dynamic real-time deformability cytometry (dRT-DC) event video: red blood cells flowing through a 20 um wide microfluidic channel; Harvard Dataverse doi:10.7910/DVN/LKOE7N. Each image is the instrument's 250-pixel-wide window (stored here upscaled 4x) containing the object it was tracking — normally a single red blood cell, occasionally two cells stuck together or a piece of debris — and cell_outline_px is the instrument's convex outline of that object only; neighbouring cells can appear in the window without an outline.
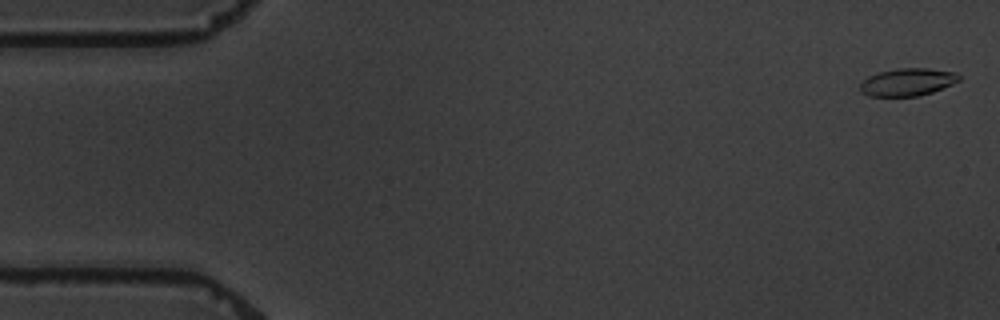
{"species": "common noctule bat (a hibernating species)", "species_latin": "Nyctalus noctula", "temperature_condition": "warm", "stored_images_in_passage": 8, "camera_frame_rate_fps": 3000, "um_per_image_px": 0.085, "animal": {"sex": "male", "body_mass_g": 19.5, "forearm_length_mm": 54.6}, "frame": {"image": 1, "passage_image": 1, "time_ms": 0.0, "image_size_px": [1000, 320], "cell_outline_px": [[960, 80], [952, 84], [932, 92], [920, 96], [868, 96], [860, 92], [860, 84], [868, 76], [880, 72], [896, 68], [928, 68], [956, 72], [960, 76]], "centroid_in_image_um": [77.14, 6.97], "position_along_channel_um": 7.9, "area_um2": 15.95}}
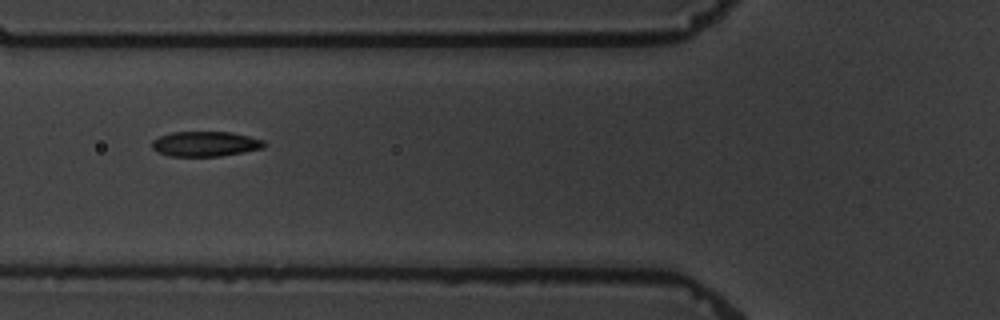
{"frame": {"image": 2, "passage_image": 7, "time_ms": 6.667, "image_size_px": [1000, 320], "cell_outline_px": [[268, 144], [264, 148], [244, 152], [220, 156], [168, 156], [152, 148], [152, 140], [160, 136], [172, 132], [232, 132], [264, 140]], "centroid_in_image_um": [17.49, 12.23], "position_along_channel_um": 108.3, "area_um2": 16.42}}
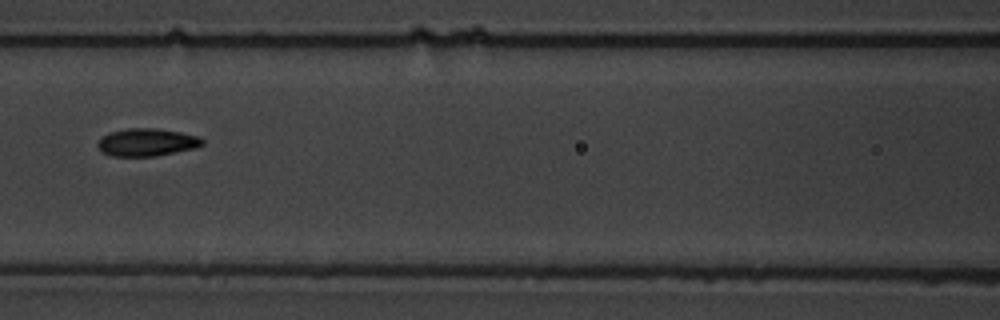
{"frame": {"image": 3, "passage_image": 8, "time_ms": 8.0, "image_size_px": [1000, 320], "cell_outline_px": [[204, 144], [196, 148], [156, 156], [112, 156], [104, 152], [96, 144], [108, 132], [128, 128], [156, 128], [180, 132], [200, 136], [204, 140]], "centroid_in_image_um": [12.53, 12.09], "position_along_channel_um": 154.1, "area_um2": 16.88}}